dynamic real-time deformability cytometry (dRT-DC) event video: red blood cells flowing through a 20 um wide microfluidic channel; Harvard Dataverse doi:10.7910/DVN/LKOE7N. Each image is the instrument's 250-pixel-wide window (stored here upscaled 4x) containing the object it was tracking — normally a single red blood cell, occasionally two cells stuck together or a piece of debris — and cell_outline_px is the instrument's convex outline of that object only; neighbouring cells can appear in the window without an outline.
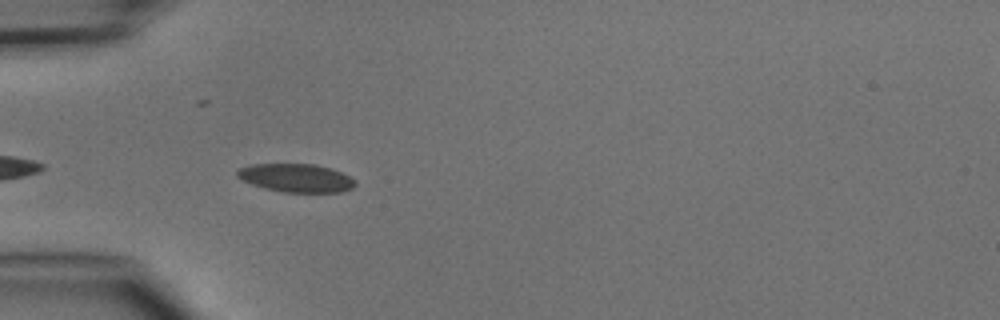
{"species": "common noctule bat (a hibernating species)", "species_latin": "Nyctalus noctula", "temperature_condition": "cold", "stored_images_in_passage": 6, "camera_frame_rate_fps": 3000, "um_per_image_px": 0.085, "animal": {"sex": "male", "body_mass_g": 15.6}, "frame": {"image": 1, "passage_image": 4, "time_ms": 4.333, "image_size_px": [1000, 320], "cell_outline_px": [[356, 184], [352, 188], [340, 192], [284, 192], [264, 188], [252, 184], [236, 176], [236, 168], [252, 164], [316, 164], [340, 172], [356, 180]], "centroid_in_image_um": [25.14, 15.12], "position_along_channel_um": 59.9, "area_um2": 19.42}}